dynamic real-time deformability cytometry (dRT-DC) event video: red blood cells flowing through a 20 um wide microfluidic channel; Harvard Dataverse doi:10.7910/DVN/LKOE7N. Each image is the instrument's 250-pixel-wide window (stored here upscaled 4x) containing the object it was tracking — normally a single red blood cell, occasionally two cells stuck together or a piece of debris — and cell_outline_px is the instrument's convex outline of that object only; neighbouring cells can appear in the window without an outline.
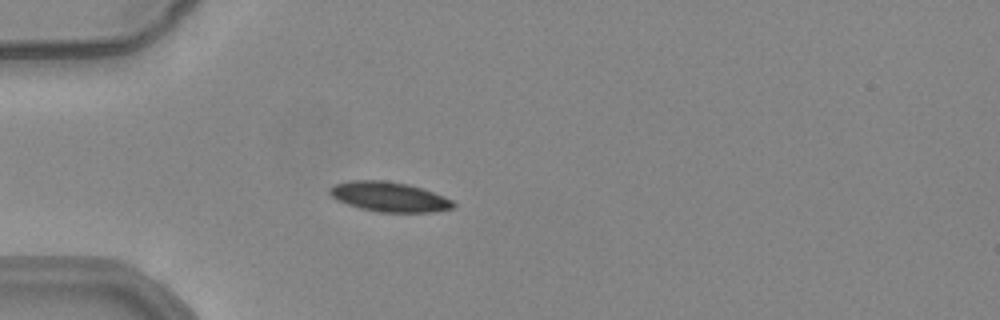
{"species": "common noctule bat (a hibernating species)", "species_latin": "Nyctalus noctula", "temperature_condition": "warm", "stored_images_in_passage": 48, "camera_frame_rate_fps": 3000, "um_per_image_px": 0.085, "animal": {"sex": "female", "body_mass_g": 24.6, "forearm_length_mm": 56.2}, "frame": {"image": 1, "passage_image": 10, "time_ms": 3.0, "image_size_px": [1000, 320], "cell_outline_px": [[456, 204], [452, 208], [432, 212], [380, 212], [360, 208], [336, 200], [328, 192], [328, 188], [336, 184], [352, 180], [384, 180], [408, 184], [432, 192], [452, 200]], "centroid_in_image_um": [33.05, 16.72], "position_along_channel_um": 52.0, "area_um2": 21.27}}
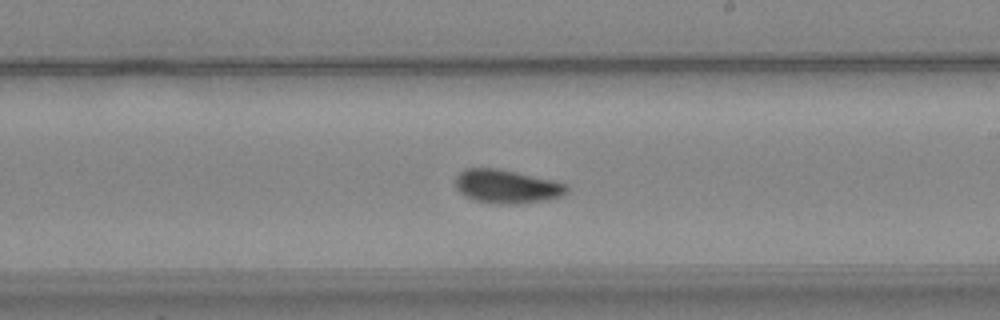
{"frame": {"image": 2, "passage_image": 26, "time_ms": 8.333, "image_size_px": [1000, 320], "cell_outline_px": [[568, 192], [560, 196], [544, 200], [512, 204], [492, 204], [476, 200], [464, 196], [456, 188], [456, 176], [464, 168], [496, 168], [556, 180], [568, 184]], "centroid_in_image_um": [43.08, 15.84], "position_along_channel_um": 245.9, "area_um2": 21.91}}
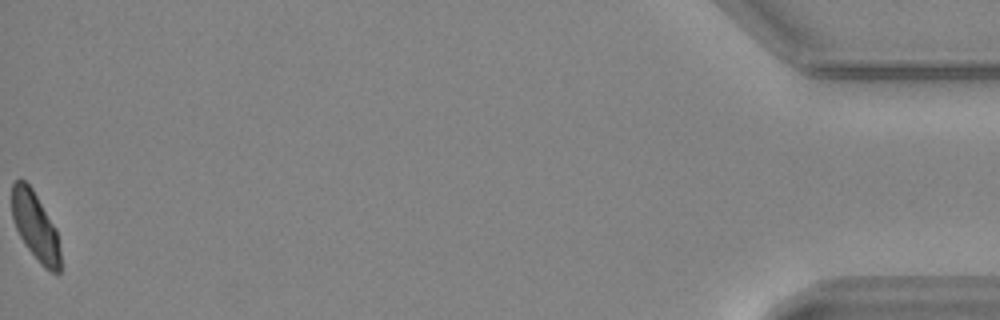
{"frame": {"image": 3, "passage_image": 48, "time_ms": 15.667, "image_size_px": [1000, 320], "cell_outline_px": [[60, 272], [52, 272], [44, 268], [40, 264], [24, 244], [12, 220], [12, 184], [16, 180], [24, 180], [32, 188], [56, 228], [60, 248]], "centroid_in_image_um": [3.0, 19.25], "position_along_channel_um": 432.2, "area_um2": 19.25}, "authors_computed_cell_mechanics": {"area_um2": 20.9525, "velocity_mm_per_s": 3.9049, "shape_relaxation_time_tau1_ms": 4.387, "shape_relaxation_time_tau2_ms": 4.7023, "deformation_change_tau1": 0.1089, "deformation_change_tau2": 0.0852}}